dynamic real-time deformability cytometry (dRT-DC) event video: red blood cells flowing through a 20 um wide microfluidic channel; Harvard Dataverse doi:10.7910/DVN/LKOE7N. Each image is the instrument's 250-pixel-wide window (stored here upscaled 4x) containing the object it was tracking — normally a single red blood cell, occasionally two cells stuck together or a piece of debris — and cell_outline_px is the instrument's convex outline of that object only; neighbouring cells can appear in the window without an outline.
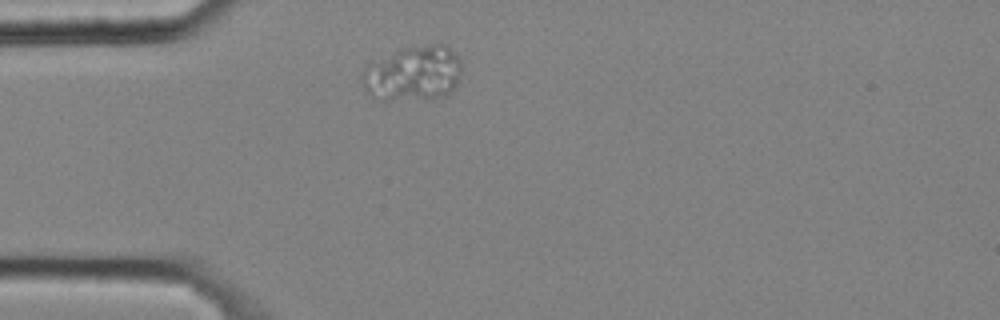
{"species": "common noctule bat (a hibernating species)", "species_latin": "Nyctalus noctula", "temperature_condition": "cold", "stored_images_in_passage": 1, "camera_frame_rate_fps": 3000, "um_per_image_px": 0.085, "animal": {"sex": "male", "body_mass_g": 20.4}, "frame": {"image": 1, "passage_image": 1, "time_ms": 0.0, "image_size_px": [1000, 320], "cell_outline_px": [[460, 72], [456, 84], [444, 96], [384, 100], [372, 96], [364, 88], [360, 80], [364, 68], [400, 48], [432, 44], [444, 44], [460, 60]], "centroid_in_image_um": [35.09, 6.23], "position_along_channel_um": 49.9, "area_um2": 31.1}}